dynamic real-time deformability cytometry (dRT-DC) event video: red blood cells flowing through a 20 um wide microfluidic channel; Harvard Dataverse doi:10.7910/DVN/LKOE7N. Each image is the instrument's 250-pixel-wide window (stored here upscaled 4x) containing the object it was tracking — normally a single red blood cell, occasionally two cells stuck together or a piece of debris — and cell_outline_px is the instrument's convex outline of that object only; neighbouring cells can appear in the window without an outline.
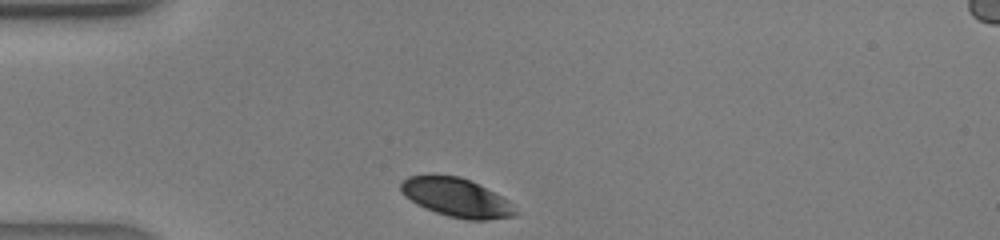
{"species": "human", "species_latin": "Homo sapiens", "temperature_condition": "warm", "stored_images_in_passage": 24, "camera_frame_rate_fps": 3000, "um_per_image_px": 0.085, "donor": {"sex": "male"}, "frame": {"image": 1, "passage_image": 1, "time_ms": 0.0, "image_size_px": [1000, 240], "cell_outline_px": [[520, 212], [516, 216], [488, 220], [468, 220], [448, 216], [424, 208], [416, 204], [404, 196], [400, 188], [400, 184], [408, 176], [432, 172], [460, 176], [472, 180], [480, 184], [508, 200]], "centroid_in_image_um": [38.79, 16.76], "position_along_channel_um": 46.2, "area_um2": 26.7}}
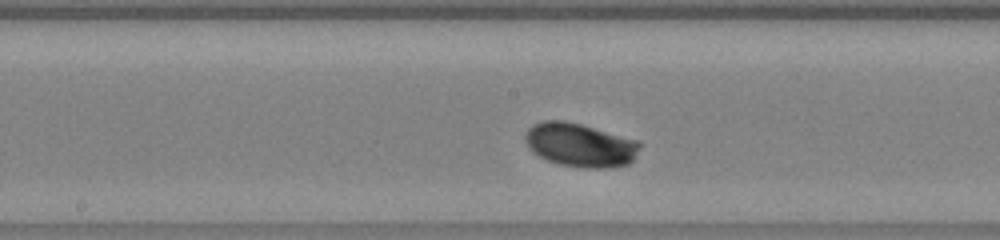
{"frame": {"image": 2, "passage_image": 12, "time_ms": 3.667, "image_size_px": [1000, 240], "cell_outline_px": [[640, 148], [632, 160], [628, 164], [608, 168], [584, 168], [560, 164], [548, 160], [532, 152], [524, 140], [524, 136], [528, 128], [532, 124], [544, 120], [564, 120], [580, 124], [640, 140]], "centroid_in_image_um": [49.3, 12.31], "position_along_channel_um": 198.9, "area_um2": 29.3}}
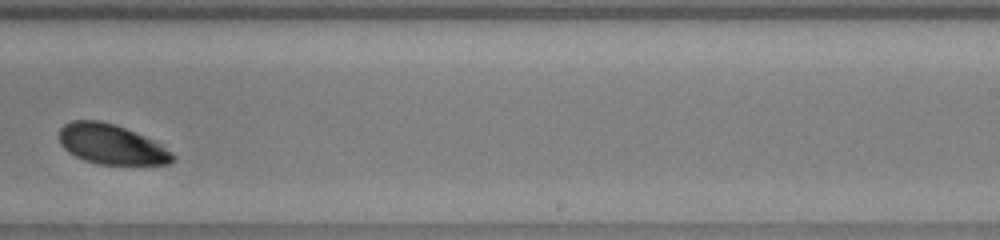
{"frame": {"image": 3, "passage_image": 17, "time_ms": 5.333, "image_size_px": [1000, 240], "cell_outline_px": [[176, 156], [168, 164], [100, 164], [84, 160], [68, 152], [60, 144], [60, 128], [64, 124], [72, 120], [100, 120], [116, 124], [144, 136], [160, 144], [172, 152]], "centroid_in_image_um": [9.45, 12.25], "position_along_channel_um": 279.6, "area_um2": 26.3}}